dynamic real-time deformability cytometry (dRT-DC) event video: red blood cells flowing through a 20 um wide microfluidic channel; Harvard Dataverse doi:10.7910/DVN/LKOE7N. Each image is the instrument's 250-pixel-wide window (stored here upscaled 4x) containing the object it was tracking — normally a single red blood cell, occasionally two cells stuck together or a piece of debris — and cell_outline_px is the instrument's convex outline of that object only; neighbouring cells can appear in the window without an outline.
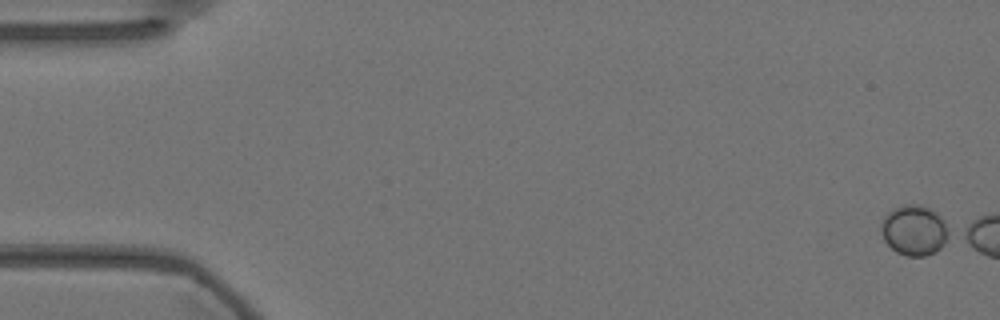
{"species": "Egyptian fruit bat (a non-hibernating species)", "species_latin": "Rousettus aegyptiacus", "temperature_condition": "warm", "stored_images_in_passage": 4, "camera_frame_rate_fps": 3000, "um_per_image_px": 0.085, "animal": {"sex": "female"}, "frame": {"image": 1, "passage_image": 1, "time_ms": 0.0, "image_size_px": [1000, 320], "cell_outline_px": [[952, 232], [944, 244], [936, 252], [924, 256], [908, 256], [896, 252], [884, 240], [880, 232], [880, 224], [884, 216], [892, 208], [904, 204], [920, 204], [936, 212], [944, 220]], "centroid_in_image_um": [77.72, 19.56], "position_along_channel_um": 7.3, "area_um2": 20.23}}